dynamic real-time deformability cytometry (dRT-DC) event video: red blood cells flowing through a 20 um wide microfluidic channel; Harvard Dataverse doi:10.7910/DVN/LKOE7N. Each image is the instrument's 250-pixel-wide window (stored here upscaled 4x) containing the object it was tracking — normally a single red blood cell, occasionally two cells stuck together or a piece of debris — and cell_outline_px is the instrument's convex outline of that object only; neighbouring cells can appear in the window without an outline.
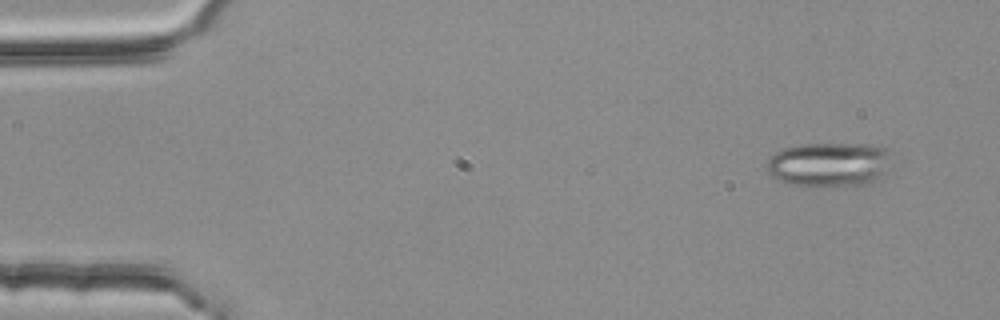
{"species": "common noctule bat (a hibernating species)", "species_latin": "Nyctalus noctula", "temperature_condition": "room temperature", "stored_images_in_passage": 3, "camera_frame_rate_fps": 3000, "um_per_image_px": 0.085, "animal": {"sex": "female", "body_mass_g": 25.1}, "frame": {"image": 1, "passage_image": 1, "time_ms": 0.0, "image_size_px": [1000, 320], "cell_outline_px": [[888, 148], [880, 172], [876, 180], [872, 184], [792, 184], [780, 180], [772, 176], [768, 172], [768, 160], [776, 152], [784, 148], [800, 144], [868, 144]], "centroid_in_image_um": [70.38, 13.93], "position_along_channel_um": 14.6, "area_um2": 30.63}}